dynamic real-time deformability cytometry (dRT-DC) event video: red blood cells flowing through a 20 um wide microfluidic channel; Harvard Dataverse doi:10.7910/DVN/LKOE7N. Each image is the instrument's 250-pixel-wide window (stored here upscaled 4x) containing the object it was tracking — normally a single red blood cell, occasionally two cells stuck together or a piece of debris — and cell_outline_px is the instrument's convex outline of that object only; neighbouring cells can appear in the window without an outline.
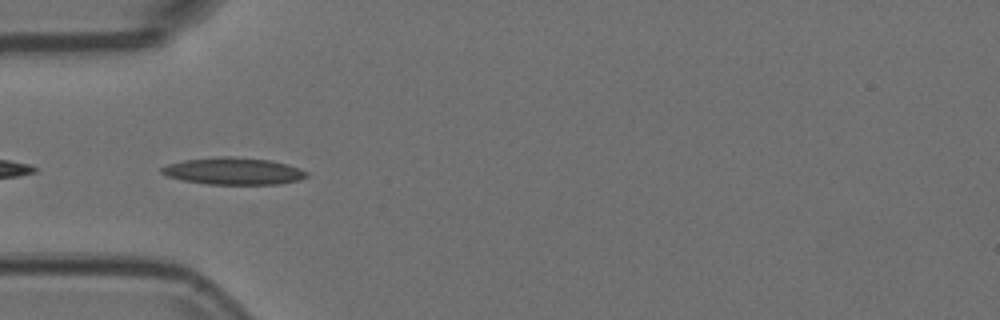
{"species": "Egyptian fruit bat (a non-hibernating species)", "species_latin": "Rousettus aegyptiacus", "temperature_condition": "room temperature", "stored_images_in_passage": 23, "camera_frame_rate_fps": 3000, "um_per_image_px": 0.085, "animal": {"sex": "female"}, "frame": {"image": 1, "passage_image": 1, "time_ms": 0.0, "image_size_px": [1000, 320], "cell_outline_px": [[308, 176], [300, 180], [280, 184], [208, 184], [180, 180], [168, 176], [160, 172], [160, 168], [168, 164], [184, 160], [220, 156], [232, 156], [272, 160], [300, 168], [308, 172]], "centroid_in_image_um": [19.86, 14.54], "position_along_channel_um": 65.1, "area_um2": 23.0}}
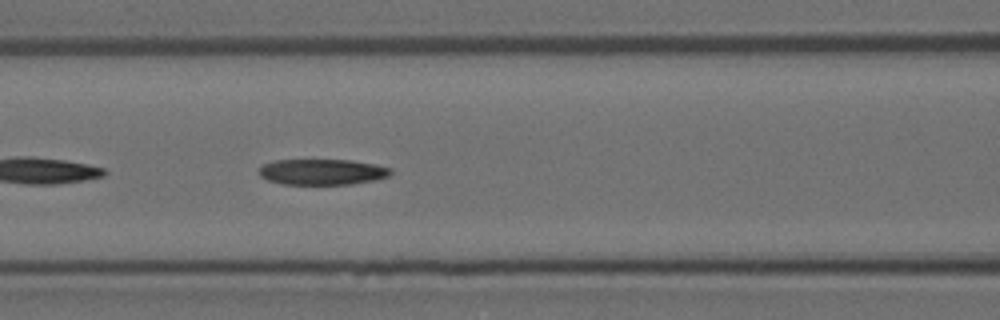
{"frame": {"image": 2, "passage_image": 7, "time_ms": 2.0, "image_size_px": [1000, 320], "cell_outline_px": [[392, 172], [388, 176], [376, 180], [352, 184], [280, 184], [268, 180], [260, 176], [256, 168], [264, 164], [276, 160], [352, 160], [376, 164], [392, 168]], "centroid_in_image_um": [27.38, 14.61], "position_along_channel_um": 139.2, "area_um2": 20.0}}
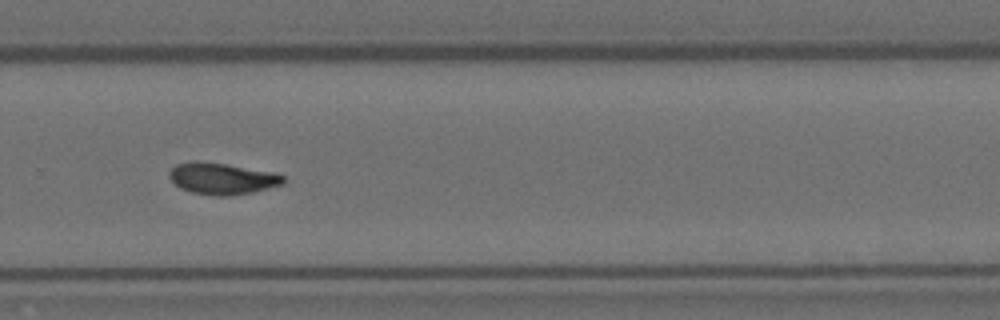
{"frame": {"image": 3, "passage_image": 21, "time_ms": 6.667, "image_size_px": [1000, 320], "cell_outline_px": [[288, 180], [284, 184], [252, 192], [232, 196], [212, 196], [192, 192], [180, 188], [168, 176], [168, 172], [176, 164], [192, 160], [196, 160], [224, 164], [272, 172], [284, 176]], "centroid_in_image_um": [18.87, 15.18], "position_along_channel_um": 310.9, "area_um2": 21.04}}